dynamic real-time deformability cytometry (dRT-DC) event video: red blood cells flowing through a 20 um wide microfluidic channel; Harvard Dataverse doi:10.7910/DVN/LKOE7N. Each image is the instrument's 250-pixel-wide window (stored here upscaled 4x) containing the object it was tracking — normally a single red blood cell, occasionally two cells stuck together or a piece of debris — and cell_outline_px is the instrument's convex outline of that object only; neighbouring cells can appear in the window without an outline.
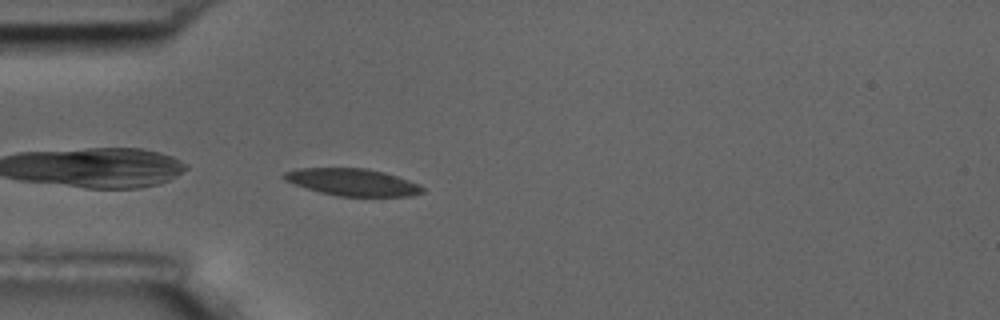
{"species": "common noctule bat (a hibernating species)", "species_latin": "Nyctalus noctula", "temperature_condition": "room temperature", "stored_images_in_passage": 1, "camera_frame_rate_fps": 3000, "um_per_image_px": 0.085, "animal": {"sex": "male", "body_mass_g": 17.5, "forearm_length_mm": 52.3}, "frame": {"image": 1, "passage_image": 1, "time_ms": 0.0, "image_size_px": [1000, 320], "cell_outline_px": [[424, 192], [412, 196], [336, 196], [320, 192], [284, 180], [280, 176], [284, 172], [300, 168], [364, 168], [384, 172], [420, 184], [424, 188]], "centroid_in_image_um": [29.97, 15.48], "position_along_channel_um": 55.0, "area_um2": 21.79}}